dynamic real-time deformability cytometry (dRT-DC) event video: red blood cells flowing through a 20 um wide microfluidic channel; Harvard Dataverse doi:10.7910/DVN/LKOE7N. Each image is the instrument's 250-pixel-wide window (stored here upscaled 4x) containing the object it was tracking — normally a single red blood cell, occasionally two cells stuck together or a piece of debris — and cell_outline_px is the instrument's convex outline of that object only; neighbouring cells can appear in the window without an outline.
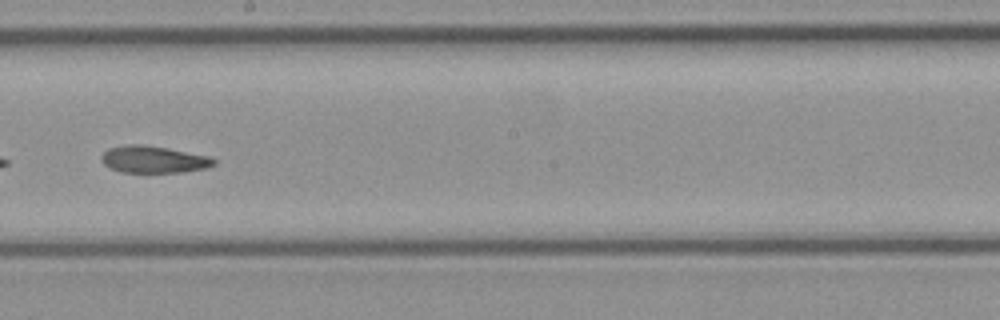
{"species": "common noctule bat (a hibernating species)", "species_latin": "Nyctalus noctula", "temperature_condition": "cold", "stored_images_in_passage": 43, "camera_frame_rate_fps": 3000, "um_per_image_px": 0.085, "animal": {"sex": "female", "body_mass_g": 21.9}, "frame": {"image": 1, "passage_image": 25, "time_ms": 8.0, "image_size_px": [1000, 320], "cell_outline_px": [[216, 164], [208, 168], [184, 172], [120, 172], [104, 164], [100, 160], [100, 156], [108, 148], [124, 144], [144, 144], [168, 148], [212, 156], [216, 160]], "centroid_in_image_um": [13.08, 13.54], "position_along_channel_um": 235.1, "area_um2": 18.03}}